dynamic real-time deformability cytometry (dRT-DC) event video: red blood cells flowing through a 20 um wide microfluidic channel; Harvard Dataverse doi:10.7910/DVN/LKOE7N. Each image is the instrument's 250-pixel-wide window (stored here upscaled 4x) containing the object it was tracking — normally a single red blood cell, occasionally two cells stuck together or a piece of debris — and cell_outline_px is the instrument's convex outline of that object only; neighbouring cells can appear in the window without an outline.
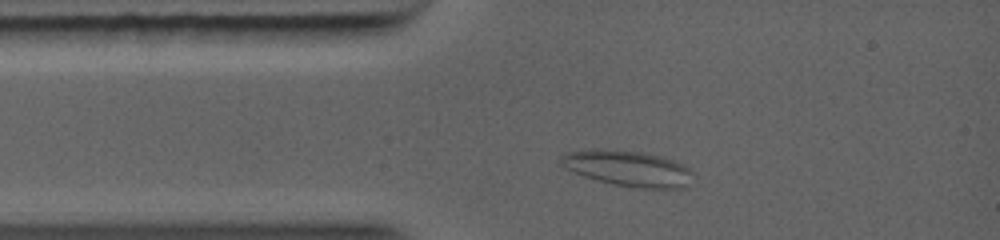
{"species": "common noctule bat (a hibernating species)", "species_latin": "Nyctalus noctula", "temperature_condition": "warm", "stored_images_in_passage": 26, "camera_frame_rate_fps": 5000, "um_per_image_px": 0.085, "animal": {"sex": "female", "body_mass_g": 19.0, "forearm_length_mm": 56.7}, "frame": {"image": 1, "passage_image": 3, "time_ms": 1.0, "image_size_px": [1000, 240], "cell_outline_px": [[676, 168], [668, 184], [616, 184], [600, 180], [576, 172], [572, 168], [572, 156], [576, 152], [620, 152], [648, 156], [672, 164]], "centroid_in_image_um": [52.95, 14.27], "position_along_channel_um": 32.1, "area_um2": 19.31}}
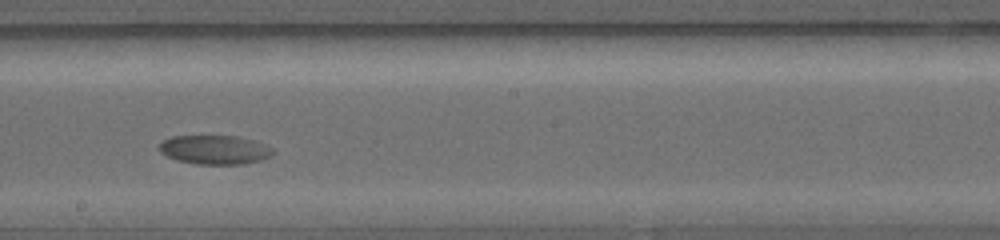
{"frame": {"image": 2, "passage_image": 16, "time_ms": 5.8, "image_size_px": [1000, 240], "cell_outline_px": [[264, 156], [252, 160], [236, 164], [204, 164], [180, 160], [164, 152], [160, 148], [160, 144], [176, 136], [228, 136]], "centroid_in_image_um": [17.76, 12.75], "position_along_channel_um": 230.4, "area_um2": 15.55}}
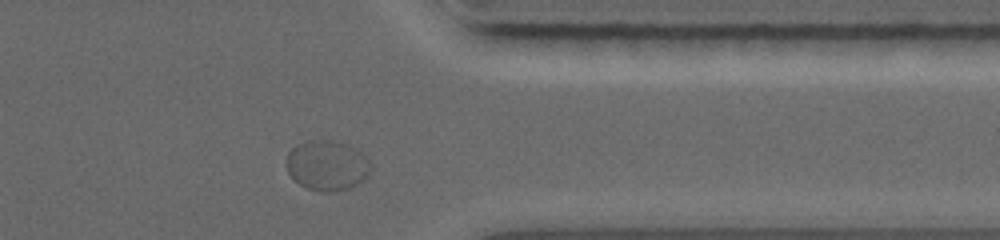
{"frame": {"image": 3, "passage_image": 26, "time_ms": 9.4, "image_size_px": [1000, 240], "cell_outline_px": [[364, 180], [348, 188], [324, 192], [320, 192], [308, 188], [300, 184], [288, 172], [288, 152], [292, 148], [296, 148], [364, 172]], "centroid_in_image_um": [27.31, 14.63], "position_along_channel_um": 384.1, "area_um2": 15.2}}